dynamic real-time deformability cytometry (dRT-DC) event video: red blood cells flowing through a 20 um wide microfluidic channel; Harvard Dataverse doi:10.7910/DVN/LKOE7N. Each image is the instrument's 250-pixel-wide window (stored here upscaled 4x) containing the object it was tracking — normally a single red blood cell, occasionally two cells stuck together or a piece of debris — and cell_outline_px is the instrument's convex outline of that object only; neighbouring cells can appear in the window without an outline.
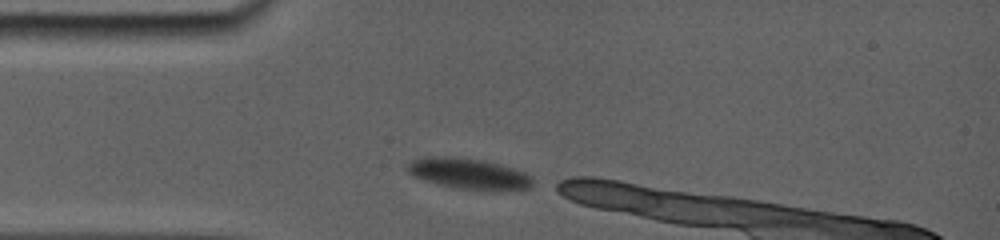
{"species": "common noctule bat (a hibernating species)", "species_latin": "Nyctalus noctula", "temperature_condition": "room temperature", "stored_images_in_passage": 3, "camera_frame_rate_fps": 5000, "um_per_image_px": 0.085, "animal": {"sex": "female", "body_mass_g": 19.0, "forearm_length_mm": 56.7}, "frame": {"image": 1, "passage_image": 1, "time_ms": 0.0, "image_size_px": [1000, 240], "cell_outline_px": [[532, 188], [500, 192], [492, 192], [452, 188], [436, 184], [412, 176], [408, 172], [408, 164], [412, 160], [444, 156], [476, 160], [496, 164], [512, 168], [524, 172], [532, 176]], "centroid_in_image_um": [39.9, 14.83], "position_along_channel_um": 45.1, "area_um2": 22.54}}